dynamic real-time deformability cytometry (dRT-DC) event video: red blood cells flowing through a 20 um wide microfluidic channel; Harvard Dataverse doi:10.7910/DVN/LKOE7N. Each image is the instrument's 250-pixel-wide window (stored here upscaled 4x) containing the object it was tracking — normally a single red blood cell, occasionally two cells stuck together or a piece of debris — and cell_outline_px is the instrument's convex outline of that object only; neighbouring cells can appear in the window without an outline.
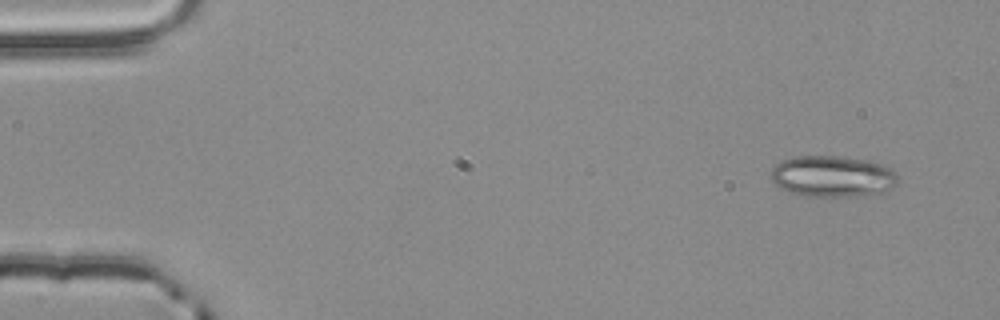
{"species": "common noctule bat (a hibernating species)", "species_latin": "Nyctalus noctula", "temperature_condition": "room temperature", "stored_images_in_passage": 3, "camera_frame_rate_fps": 3000, "um_per_image_px": 0.085, "animal": {"sex": "male", "body_mass_g": 20.4}, "frame": {"image": 1, "passage_image": 1, "time_ms": 0.0, "image_size_px": [1000, 320], "cell_outline_px": [[896, 184], [892, 188], [884, 192], [856, 196], [800, 196], [788, 192], [780, 188], [772, 180], [772, 168], [780, 160], [792, 156], [844, 156], [868, 160], [888, 164], [892, 168], [896, 176]], "centroid_in_image_um": [70.77, 14.97], "position_along_channel_um": 14.2, "area_um2": 30.98}}